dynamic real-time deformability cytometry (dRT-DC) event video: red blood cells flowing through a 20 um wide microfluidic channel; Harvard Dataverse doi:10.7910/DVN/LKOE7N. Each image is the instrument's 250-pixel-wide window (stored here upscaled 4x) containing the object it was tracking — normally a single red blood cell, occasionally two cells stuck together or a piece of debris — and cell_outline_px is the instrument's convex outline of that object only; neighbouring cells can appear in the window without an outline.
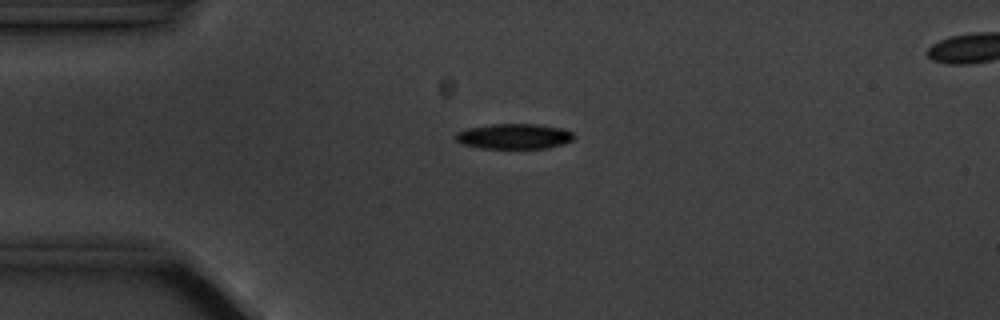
{"species": "common noctule bat (a hibernating species)", "species_latin": "Nyctalus noctula", "temperature_condition": "cold", "stored_images_in_passage": 3, "camera_frame_rate_fps": 3000, "um_per_image_px": 0.085, "animal": {"sex": "male", "body_mass_g": 20.1, "forearm_length_mm": 53.5}, "frame": {"image": 1, "passage_image": 1, "time_ms": 0.0, "image_size_px": [1000, 320], "cell_outline_px": [[576, 136], [572, 140], [564, 144], [548, 148], [480, 148], [460, 144], [456, 140], [456, 132], [468, 128], [492, 124], [536, 124], [564, 128], [572, 132]], "centroid_in_image_um": [43.72, 11.59], "position_along_channel_um": 41.3, "area_um2": 17.57}}